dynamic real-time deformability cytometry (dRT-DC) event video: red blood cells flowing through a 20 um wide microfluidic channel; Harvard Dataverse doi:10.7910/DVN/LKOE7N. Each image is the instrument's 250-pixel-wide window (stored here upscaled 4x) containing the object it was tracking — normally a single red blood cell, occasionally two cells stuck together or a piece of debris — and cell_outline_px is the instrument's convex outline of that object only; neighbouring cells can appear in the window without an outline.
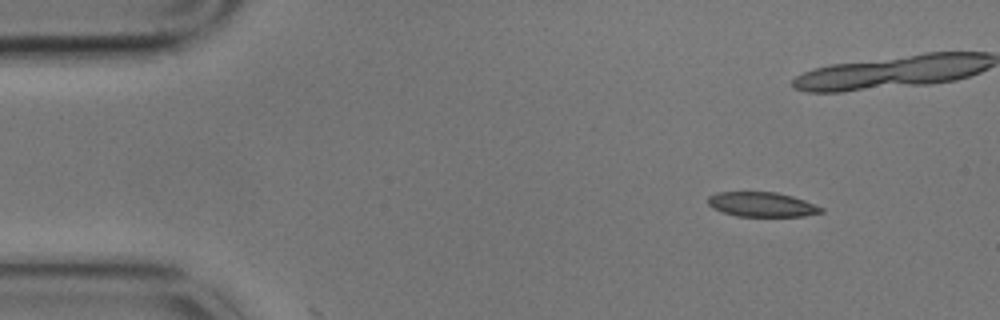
{"species": "common noctule bat (a hibernating species)", "species_latin": "Nyctalus noctula", "temperature_condition": "cold", "stored_images_in_passage": 9, "camera_frame_rate_fps": 3000, "um_per_image_px": 0.085, "animal": {"sex": "male", "body_mass_g": 17.9}, "frame": {"image": 1, "passage_image": 1, "time_ms": 0.0, "image_size_px": [1000, 320], "cell_outline_px": [[824, 212], [804, 216], [736, 216], [712, 208], [708, 204], [708, 196], [716, 192], [776, 192], [792, 196], [804, 200], [824, 208]], "centroid_in_image_um": [64.76, 17.38], "position_along_channel_um": 20.2, "area_um2": 16.24}}